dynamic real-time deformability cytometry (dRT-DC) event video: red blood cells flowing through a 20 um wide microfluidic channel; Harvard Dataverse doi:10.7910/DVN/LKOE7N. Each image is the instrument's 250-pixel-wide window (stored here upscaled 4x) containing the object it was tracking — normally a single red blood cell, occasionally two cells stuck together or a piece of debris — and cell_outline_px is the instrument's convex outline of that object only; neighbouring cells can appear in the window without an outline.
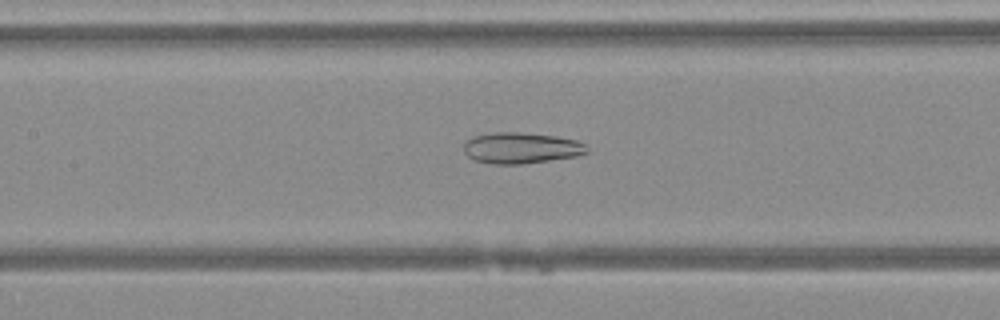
{"species": "Egyptian fruit bat (a non-hibernating species)", "species_latin": "Rousettus aegyptiacus", "temperature_condition": "warm", "stored_images_in_passage": 35, "camera_frame_rate_fps": 3000, "um_per_image_px": 0.085, "animal": {"sex": "female"}, "frame": {"image": 1, "passage_image": 9, "time_ms": 2.667, "image_size_px": [1000, 320], "cell_outline_px": [[588, 152], [576, 156], [520, 164], [492, 164], [476, 160], [468, 156], [464, 152], [464, 144], [472, 136], [492, 132], [520, 132], [556, 136], [576, 140], [584, 144]], "centroid_in_image_um": [44.26, 12.57], "position_along_channel_um": 163.1, "area_um2": 22.14}}
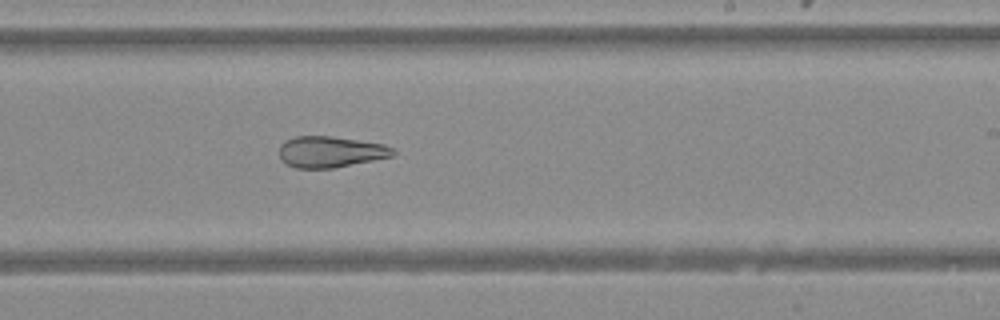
{"frame": {"image": 2, "passage_image": 16, "time_ms": 5.0, "image_size_px": [1000, 320], "cell_outline_px": [[396, 152], [392, 156], [332, 168], [296, 168], [280, 160], [280, 144], [284, 140], [296, 136], [332, 136], [384, 144], [396, 148]], "centroid_in_image_um": [28.08, 12.89], "position_along_channel_um": 260.9, "area_um2": 20.63}}
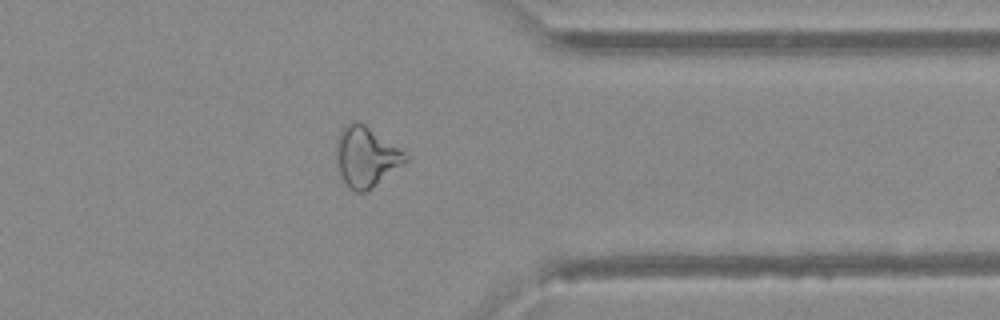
{"frame": {"image": 3, "passage_image": 25, "time_ms": 8.0, "image_size_px": [1000, 320], "cell_outline_px": [[408, 160], [368, 192], [356, 192], [344, 180], [340, 172], [336, 160], [336, 140], [344, 124], [364, 124], [400, 148], [408, 156]], "centroid_in_image_um": [31.12, 13.34], "position_along_channel_um": 380.3, "area_um2": 23.81}}